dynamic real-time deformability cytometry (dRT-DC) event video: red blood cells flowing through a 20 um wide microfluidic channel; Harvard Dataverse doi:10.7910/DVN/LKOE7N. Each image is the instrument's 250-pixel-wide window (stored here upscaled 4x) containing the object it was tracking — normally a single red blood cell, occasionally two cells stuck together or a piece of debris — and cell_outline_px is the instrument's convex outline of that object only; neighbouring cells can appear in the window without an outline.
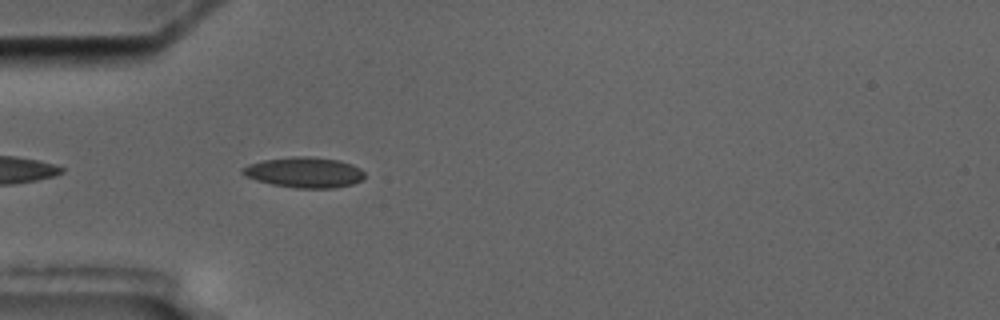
{"species": "common noctule bat (a hibernating species)", "species_latin": "Nyctalus noctula", "temperature_condition": "cold", "stored_images_in_passage": 4, "camera_frame_rate_fps": 3000, "um_per_image_px": 0.085, "animal": {"sex": "male", "body_mass_g": 17.5, "forearm_length_mm": 52.3}, "frame": {"image": 1, "passage_image": 4, "time_ms": 4.333, "image_size_px": [1000, 320], "cell_outline_px": [[364, 180], [352, 184], [336, 188], [296, 188], [272, 184], [256, 180], [244, 176], [240, 172], [240, 168], [248, 164], [264, 160], [292, 156], [312, 156], [340, 160], [352, 164], [360, 168], [364, 172]], "centroid_in_image_um": [25.87, 14.65], "position_along_channel_um": 59.1, "area_um2": 22.02}}